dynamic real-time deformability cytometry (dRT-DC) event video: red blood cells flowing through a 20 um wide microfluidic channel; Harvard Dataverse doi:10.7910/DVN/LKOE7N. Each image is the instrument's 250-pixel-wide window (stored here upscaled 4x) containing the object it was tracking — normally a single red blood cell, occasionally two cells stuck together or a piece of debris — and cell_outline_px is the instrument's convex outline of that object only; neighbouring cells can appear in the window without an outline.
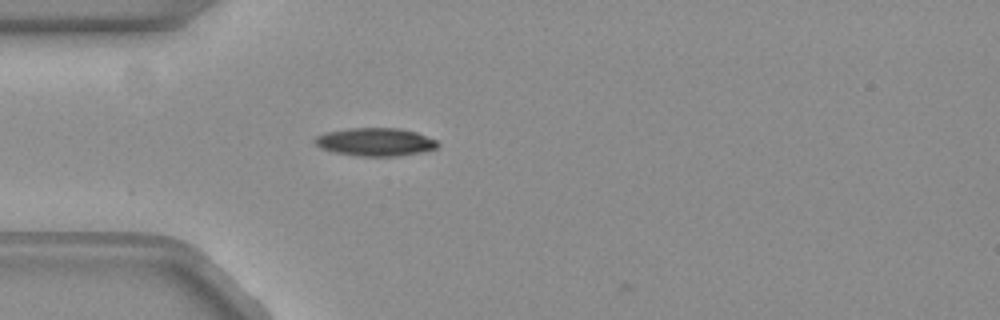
{"species": "common noctule bat (a hibernating species)", "species_latin": "Nyctalus noctula", "temperature_condition": "warm", "stored_images_in_passage": 39, "camera_frame_rate_fps": 3000, "um_per_image_px": 0.085, "animal": {"sex": "female", "body_mass_g": 19.3, "forearm_length_mm": 54.1}, "frame": {"image": 1, "passage_image": 1, "time_ms": 0.0, "image_size_px": [1000, 320], "cell_outline_px": [[440, 144], [436, 148], [420, 152], [400, 156], [356, 156], [336, 152], [320, 148], [316, 144], [316, 136], [328, 132], [352, 128], [400, 128], [416, 132], [436, 140]], "centroid_in_image_um": [31.94, 12.07], "position_along_channel_um": 53.1, "area_um2": 19.88}}
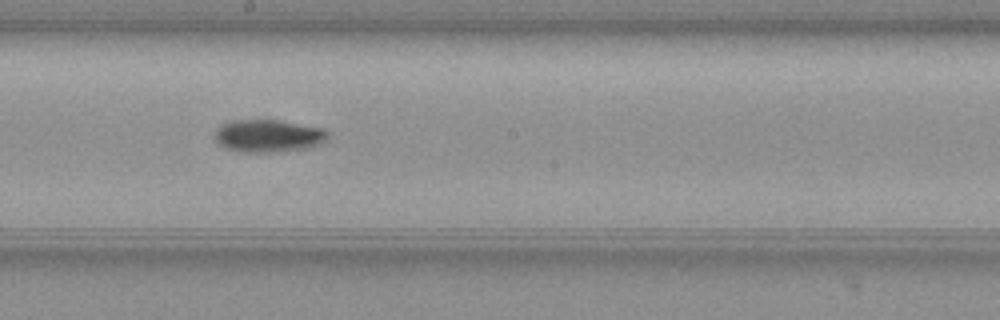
{"frame": {"image": 2, "passage_image": 15, "time_ms": 4.667, "image_size_px": [1000, 320], "cell_outline_px": [[328, 136], [320, 144], [308, 148], [276, 152], [240, 152], [224, 148], [216, 140], [216, 128], [220, 124], [232, 120], [280, 120], [324, 128], [328, 132]], "centroid_in_image_um": [22.8, 11.54], "position_along_channel_um": 225.4, "area_um2": 21.62}}
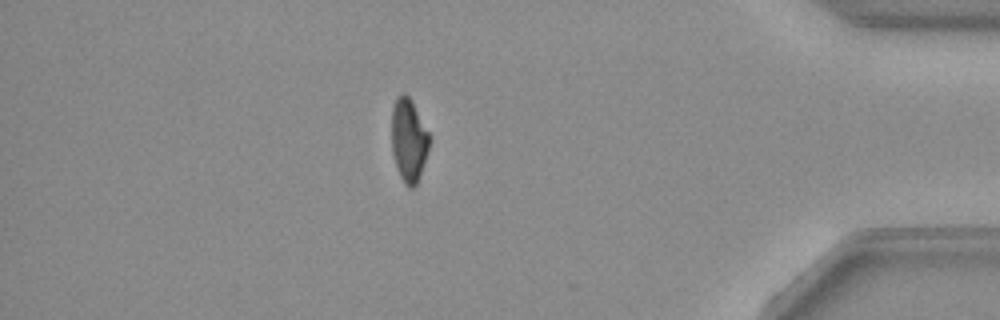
{"frame": {"image": 3, "passage_image": 32, "time_ms": 10.333, "image_size_px": [1000, 320], "cell_outline_px": [[428, 148], [416, 184], [412, 188], [408, 188], [404, 184], [396, 168], [392, 152], [392, 108], [396, 96], [400, 92], [404, 92], [412, 100], [428, 132]], "centroid_in_image_um": [34.7, 11.87], "position_along_channel_um": 400.5, "area_um2": 18.09}, "authors_computed_cell_mechanics": {"area_um2": 20.1144, "velocity_mm_per_s": 3.8423, "shape_relaxation_time_tau1_ms": 3.8715, "shape_relaxation_time_tau2_ms": null, "deformation_change_tau1": 0.1441, "deformation_change_tau2": null}}